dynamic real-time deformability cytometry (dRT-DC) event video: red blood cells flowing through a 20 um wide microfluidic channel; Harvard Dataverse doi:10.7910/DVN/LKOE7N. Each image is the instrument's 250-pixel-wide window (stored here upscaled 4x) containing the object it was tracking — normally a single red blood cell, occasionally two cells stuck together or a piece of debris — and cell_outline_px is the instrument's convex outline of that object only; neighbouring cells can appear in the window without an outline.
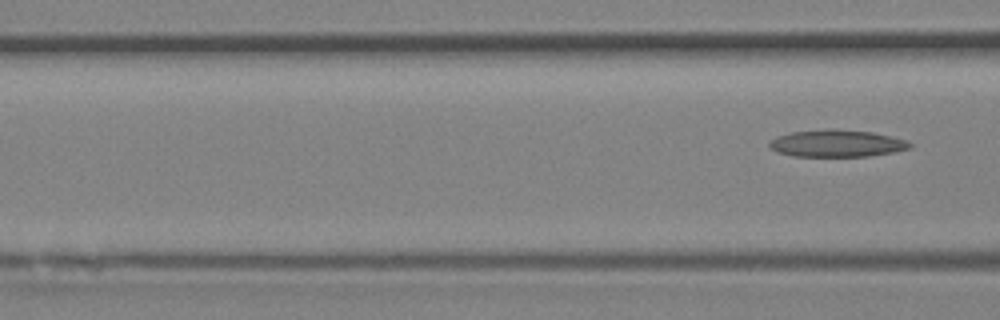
{"species": "Egyptian fruit bat (a non-hibernating species)", "species_latin": "Rousettus aegyptiacus", "temperature_condition": "room temperature", "stored_images_in_passage": 5, "segment_of_instrument_passage": [2, 2], "camera_frame_rate_fps": 3000, "um_per_image_px": 0.085, "animal": {"sex": "female"}, "frame": {"image": 1, "passage_image": 5, "time_ms": 1.333, "image_size_px": [1000, 320], "cell_outline_px": [[912, 148], [892, 152], [868, 156], [792, 156], [776, 152], [768, 144], [776, 136], [792, 132], [828, 128], [832, 128], [872, 132], [908, 140], [912, 144]], "centroid_in_image_um": [71.14, 12.18], "position_along_channel_um": 95.5, "area_um2": 22.25}}